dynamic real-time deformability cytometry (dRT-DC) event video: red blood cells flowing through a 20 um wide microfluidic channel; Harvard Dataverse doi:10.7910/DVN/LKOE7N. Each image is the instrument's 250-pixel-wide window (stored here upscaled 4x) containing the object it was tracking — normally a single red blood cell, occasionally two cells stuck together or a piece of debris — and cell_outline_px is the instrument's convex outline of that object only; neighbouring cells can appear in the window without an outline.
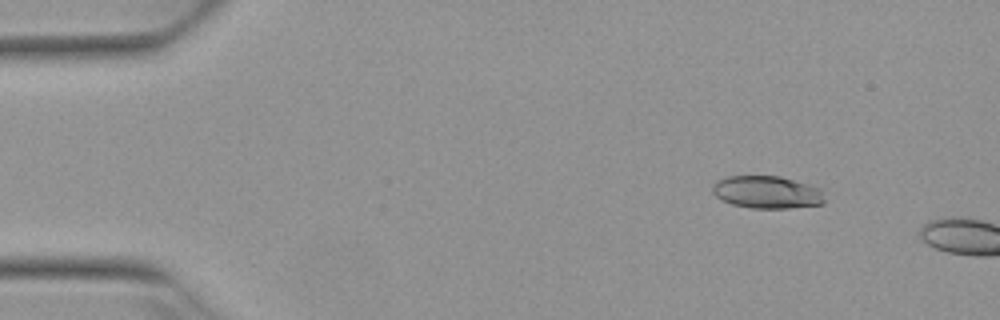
{"species": "Egyptian fruit bat (a non-hibernating species)", "species_latin": "Rousettus aegyptiacus", "temperature_condition": "warm", "stored_images_in_passage": 2, "camera_frame_rate_fps": 3000, "um_per_image_px": 0.085, "animal": {"sex": "female"}, "frame": {"image": 1, "passage_image": 1, "time_ms": 0.0, "image_size_px": [1000, 320], "cell_outline_px": [[824, 204], [788, 208], [752, 208], [732, 204], [716, 196], [712, 192], [712, 184], [716, 180], [728, 176], [780, 176], [808, 184], [820, 188], [824, 200]], "centroid_in_image_um": [65.18, 16.33], "position_along_channel_um": 19.8, "area_um2": 21.21}}